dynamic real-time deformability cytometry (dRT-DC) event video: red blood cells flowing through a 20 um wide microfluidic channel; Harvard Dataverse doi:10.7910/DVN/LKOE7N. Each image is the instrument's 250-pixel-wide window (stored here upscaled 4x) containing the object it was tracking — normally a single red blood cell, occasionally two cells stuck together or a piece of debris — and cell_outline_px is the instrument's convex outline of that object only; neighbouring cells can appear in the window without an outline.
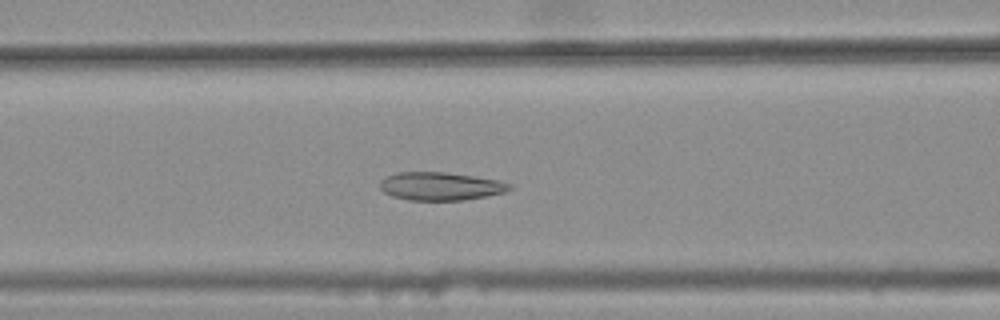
{"species": "common noctule bat (a hibernating species)", "species_latin": "Nyctalus noctula", "temperature_condition": "warm", "stored_images_in_passage": 38, "camera_frame_rate_fps": 3000, "um_per_image_px": 0.085, "animal": {"sex": "female", "body_mass_g": 25.1}, "frame": {"image": 1, "passage_image": 16, "time_ms": 5.0, "image_size_px": [1000, 320], "cell_outline_px": [[512, 188], [504, 192], [464, 200], [408, 200], [392, 196], [384, 192], [380, 188], [380, 180], [384, 176], [396, 172], [444, 172], [500, 180], [512, 184]], "centroid_in_image_um": [37.41, 15.82], "position_along_channel_um": 129.2, "area_um2": 21.27}}
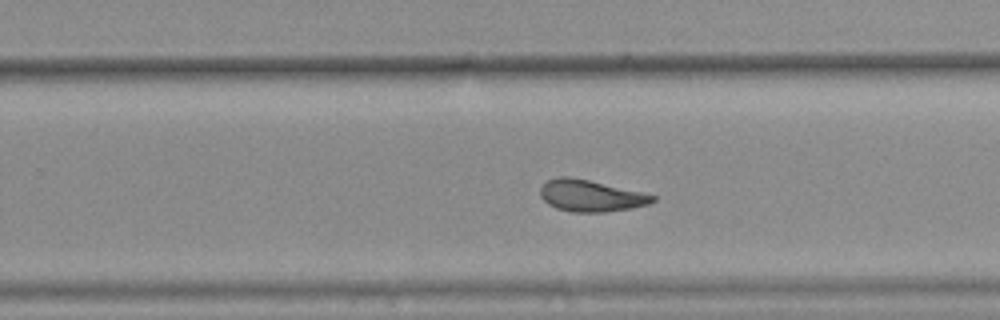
{"frame": {"image": 2, "passage_image": 28, "time_ms": 9.0, "image_size_px": [1000, 320], "cell_outline_px": [[656, 200], [648, 204], [628, 208], [604, 212], [572, 212], [556, 208], [548, 204], [540, 196], [540, 188], [548, 180], [556, 176], [568, 176], [588, 180], [640, 192], [656, 196]], "centroid_in_image_um": [50.16, 16.64], "position_along_channel_um": 279.6, "area_um2": 20.4}}
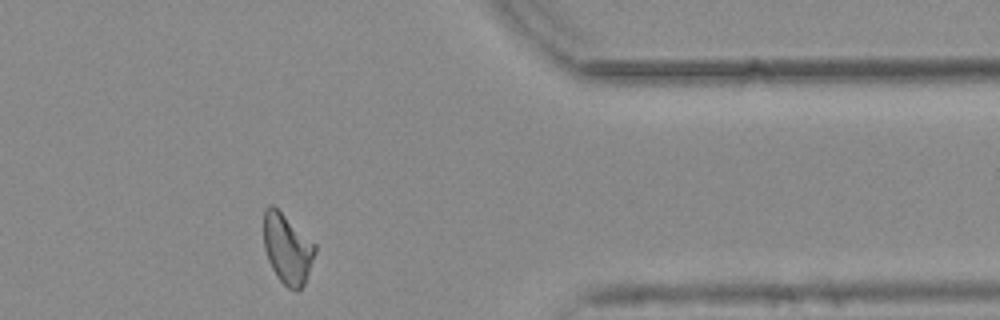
{"frame": {"image": 3, "passage_image": 38, "time_ms": 12.333, "image_size_px": [1000, 320], "cell_outline_px": [[316, 252], [304, 284], [300, 292], [296, 292], [288, 288], [276, 276], [268, 260], [264, 248], [264, 208], [268, 204], [272, 204], [316, 244]], "centroid_in_image_um": [24.42, 21.16], "position_along_channel_um": 387.0, "area_um2": 20.98}, "authors_computed_cell_mechanics": {"area_um2": 21.1548, "velocity_mm_per_s": 3.7772, "shape_relaxation_time_tau1_ms": null, "shape_relaxation_time_tau2_ms": 2.2397, "deformation_change_tau1": null, "deformation_change_tau2": 0.0946}}